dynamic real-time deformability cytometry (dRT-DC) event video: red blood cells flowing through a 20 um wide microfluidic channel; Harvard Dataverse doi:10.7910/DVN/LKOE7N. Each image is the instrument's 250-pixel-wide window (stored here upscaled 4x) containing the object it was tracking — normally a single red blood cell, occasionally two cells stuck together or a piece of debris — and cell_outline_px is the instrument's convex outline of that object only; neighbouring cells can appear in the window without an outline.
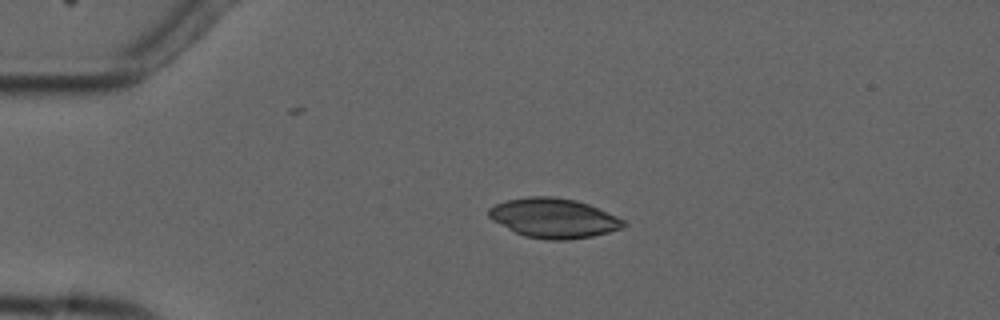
{"species": "common noctule bat (a hibernating species)", "species_latin": "Nyctalus noctula", "temperature_condition": "cold", "stored_images_in_passage": 4, "camera_frame_rate_fps": 3000, "um_per_image_px": 0.085, "animal": {"sex": "male", "forearm_length_mm": 52.5}, "frame": {"image": 1, "passage_image": 3, "time_ms": 2.333, "image_size_px": [1000, 320], "cell_outline_px": [[628, 224], [624, 228], [592, 236], [568, 240], [548, 240], [524, 236], [492, 220], [488, 216], [488, 208], [504, 200], [528, 196], [556, 196], [576, 200], [588, 204], [616, 216], [624, 220]], "centroid_in_image_um": [47.06, 18.53], "position_along_channel_um": 37.9, "area_um2": 31.21}}